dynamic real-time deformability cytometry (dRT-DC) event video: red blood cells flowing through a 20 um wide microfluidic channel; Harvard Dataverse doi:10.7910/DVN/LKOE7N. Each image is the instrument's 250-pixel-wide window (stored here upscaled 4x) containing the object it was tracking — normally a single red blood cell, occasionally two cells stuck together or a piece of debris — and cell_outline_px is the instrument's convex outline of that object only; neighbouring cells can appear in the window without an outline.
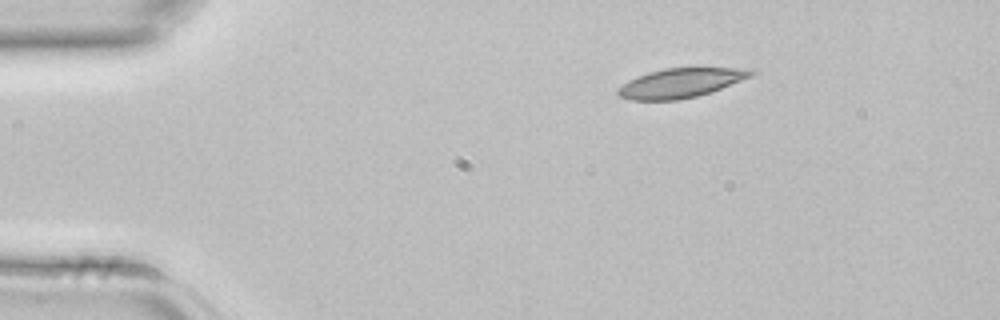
{"species": "common noctule bat (a hibernating species)", "species_latin": "Nyctalus noctula", "temperature_condition": "room temperature", "stored_images_in_passage": 1, "camera_frame_rate_fps": 3000, "um_per_image_px": 0.085, "animal": {"sex": "female", "body_mass_g": 22.7, "forearm_length_mm": 54.2}, "frame": {"image": 1, "passage_image": 1, "time_ms": 0.0, "image_size_px": [1000, 320], "cell_outline_px": [[756, 72], [752, 76], [712, 92], [680, 100], [632, 100], [620, 96], [616, 92], [616, 88], [628, 80], [636, 76], [648, 72], [664, 68], [752, 68]], "centroid_in_image_um": [57.85, 7.05], "position_along_channel_um": 27.1, "area_um2": 22.95}}